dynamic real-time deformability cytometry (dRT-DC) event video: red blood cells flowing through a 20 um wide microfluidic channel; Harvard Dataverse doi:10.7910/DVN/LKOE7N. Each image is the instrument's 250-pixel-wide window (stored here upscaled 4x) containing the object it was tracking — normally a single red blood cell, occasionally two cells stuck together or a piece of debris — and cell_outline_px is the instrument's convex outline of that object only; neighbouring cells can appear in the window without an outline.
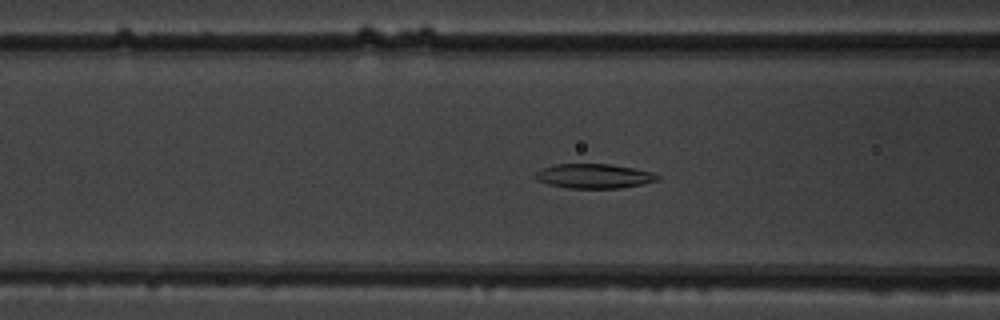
{"species": "common noctule bat (a hibernating species)", "species_latin": "Nyctalus noctula", "temperature_condition": "warm", "stored_images_in_passage": 54, "camera_frame_rate_fps": 3000, "um_per_image_px": 0.085, "animal": {"sex": "male", "body_mass_g": 19.5, "forearm_length_mm": 54.6}, "frame": {"image": 1, "passage_image": 22, "time_ms": 7.0, "image_size_px": [1000, 320], "cell_outline_px": [[660, 180], [644, 184], [620, 188], [568, 188], [548, 184], [536, 180], [532, 176], [540, 168], [556, 164], [608, 164], [632, 168], [652, 172], [660, 176]], "centroid_in_image_um": [50.46, 14.97], "position_along_channel_um": 116.1, "area_um2": 17.57}}
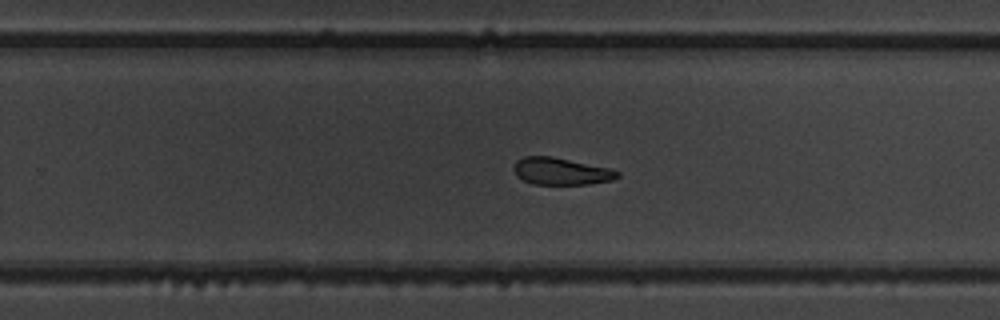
{"frame": {"image": 2, "passage_image": 35, "time_ms": 11.333, "image_size_px": [1000, 320], "cell_outline_px": [[620, 176], [612, 180], [588, 184], [532, 184], [516, 176], [512, 168], [516, 160], [524, 156], [552, 156], [612, 168], [620, 172]], "centroid_in_image_um": [47.69, 14.55], "position_along_channel_um": 282.1, "area_um2": 16.59}}
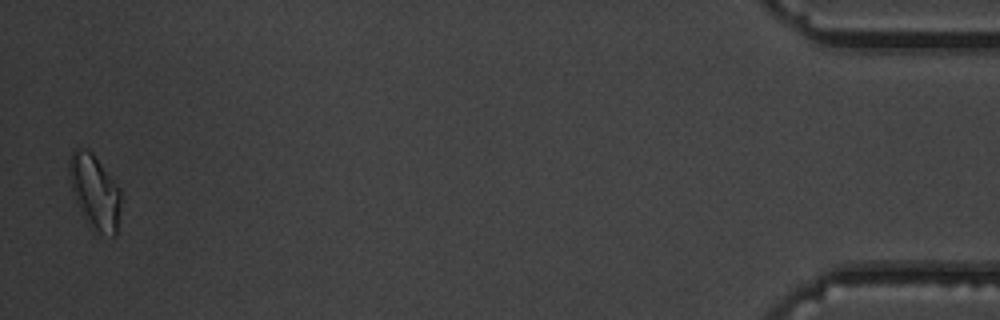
{"frame": {"image": 3, "passage_image": 53, "time_ms": 17.333, "image_size_px": [1000, 320], "cell_outline_px": [[120, 208], [116, 236], [112, 236], [92, 232], [80, 212], [72, 188], [68, 172], [68, 160], [72, 152], [76, 148], [88, 148], [92, 152], [120, 188]], "centroid_in_image_um": [8.04, 16.33], "position_along_channel_um": 427.2, "area_um2": 22.66}, "authors_computed_cell_mechanics": {"area_um2": 18.3515, "velocity_mm_per_s": 3.8368, "shape_relaxation_time_tau1_ms": 5.2402, "shape_relaxation_time_tau2_ms": 3.1903, "deformation_change_tau1": 0.1205, "deformation_change_tau2": 0.0991}}